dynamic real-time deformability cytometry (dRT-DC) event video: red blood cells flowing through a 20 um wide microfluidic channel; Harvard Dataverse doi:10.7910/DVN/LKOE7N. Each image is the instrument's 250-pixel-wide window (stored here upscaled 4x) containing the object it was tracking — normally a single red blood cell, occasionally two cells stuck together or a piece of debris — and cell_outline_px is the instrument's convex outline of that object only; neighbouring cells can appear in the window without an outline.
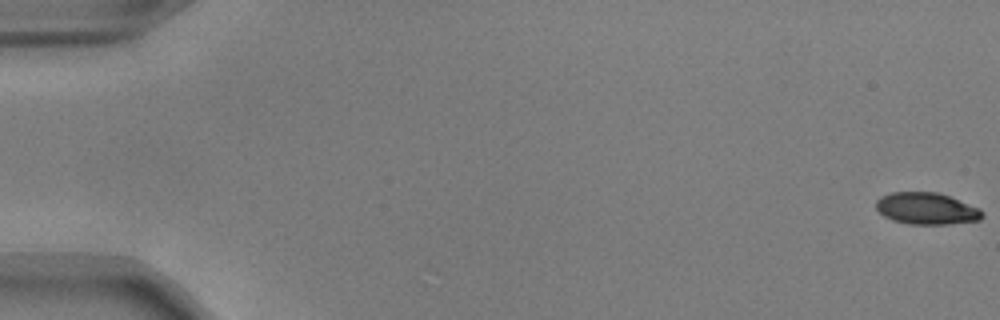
{"species": "common noctule bat (a hibernating species)", "species_latin": "Nyctalus noctula", "temperature_condition": "warm", "stored_images_in_passage": 54, "camera_frame_rate_fps": 3000, "um_per_image_px": 0.085, "animal": {"sex": "male", "body_mass_g": 17.9, "forearm_length_mm": 54.2}, "frame": {"image": 1, "passage_image": 1, "time_ms": 0.0, "image_size_px": [1000, 320], "cell_outline_px": [[984, 216], [980, 220], [948, 224], [908, 224], [892, 220], [884, 216], [876, 208], [876, 200], [880, 196], [892, 192], [936, 192], [948, 196], [980, 208], [984, 212]], "centroid_in_image_um": [78.75, 17.73], "position_along_channel_um": 6.2, "area_um2": 19.71}}
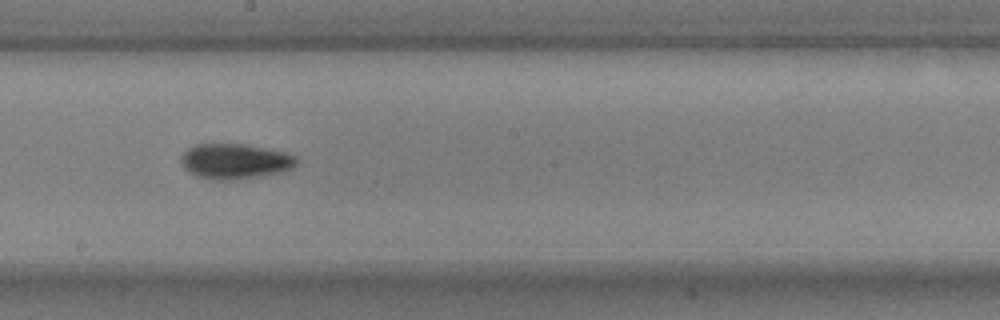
{"frame": {"image": 2, "passage_image": 31, "time_ms": 10.0, "image_size_px": [1000, 320], "cell_outline_px": [[300, 160], [292, 168], [280, 172], [264, 176], [232, 180], [216, 180], [196, 176], [188, 172], [180, 164], [180, 156], [188, 148], [196, 144], [248, 144], [288, 152], [296, 156]], "centroid_in_image_um": [19.99, 13.7], "position_along_channel_um": 228.2, "area_um2": 24.22}}
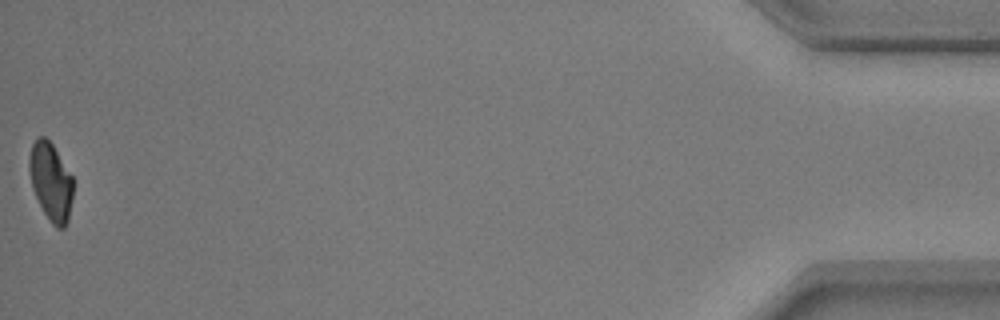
{"frame": {"image": 3, "passage_image": 54, "time_ms": 17.667, "image_size_px": [1000, 320], "cell_outline_px": [[72, 196], [68, 220], [64, 228], [56, 228], [52, 224], [44, 212], [32, 188], [28, 168], [28, 160], [32, 144], [36, 136], [44, 136], [52, 144], [72, 176]], "centroid_in_image_um": [4.29, 15.42], "position_along_channel_um": 430.9, "area_um2": 19.77}, "authors_computed_cell_mechanics": {"area_um2": 21.5016, "velocity_mm_per_s": 3.8215, "shape_relaxation_time_tau1_ms": 3.589, "shape_relaxation_time_tau2_ms": null, "deformation_change_tau1": 0.1342, "deformation_change_tau2": null}}